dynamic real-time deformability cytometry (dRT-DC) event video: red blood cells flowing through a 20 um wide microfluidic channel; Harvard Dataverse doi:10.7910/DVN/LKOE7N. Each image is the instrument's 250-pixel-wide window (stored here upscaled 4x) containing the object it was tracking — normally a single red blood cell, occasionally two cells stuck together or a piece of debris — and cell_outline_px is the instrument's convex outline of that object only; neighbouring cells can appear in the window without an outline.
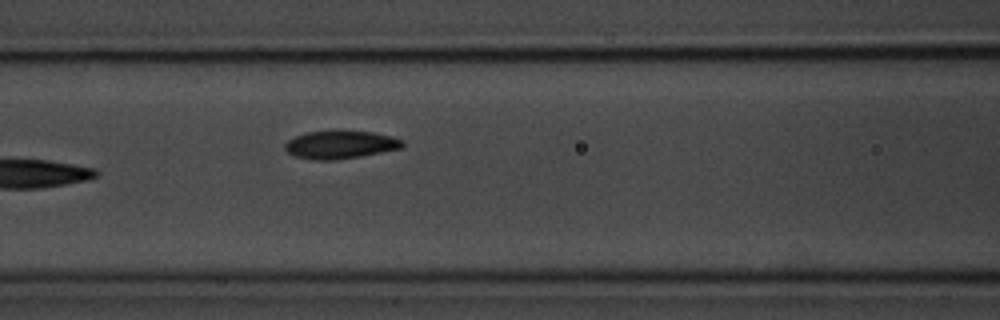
{"species": "common noctule bat (a hibernating species)", "species_latin": "Nyctalus noctula", "temperature_condition": "room temperature", "stored_images_in_passage": 6, "camera_frame_rate_fps": 3000, "um_per_image_px": 0.085, "animal": {"sex": "male", "body_mass_g": 20.1, "forearm_length_mm": 53.5}, "frame": {"image": 1, "passage_image": 6, "time_ms": 5.667, "image_size_px": [1000, 320], "cell_outline_px": [[404, 148], [360, 156], [336, 160], [312, 160], [296, 156], [288, 152], [284, 148], [284, 144], [288, 140], [296, 136], [308, 132], [332, 128], [336, 128], [372, 132], [392, 136], [404, 140]], "centroid_in_image_um": [28.95, 12.26], "position_along_channel_um": 137.6, "area_um2": 19.88}}